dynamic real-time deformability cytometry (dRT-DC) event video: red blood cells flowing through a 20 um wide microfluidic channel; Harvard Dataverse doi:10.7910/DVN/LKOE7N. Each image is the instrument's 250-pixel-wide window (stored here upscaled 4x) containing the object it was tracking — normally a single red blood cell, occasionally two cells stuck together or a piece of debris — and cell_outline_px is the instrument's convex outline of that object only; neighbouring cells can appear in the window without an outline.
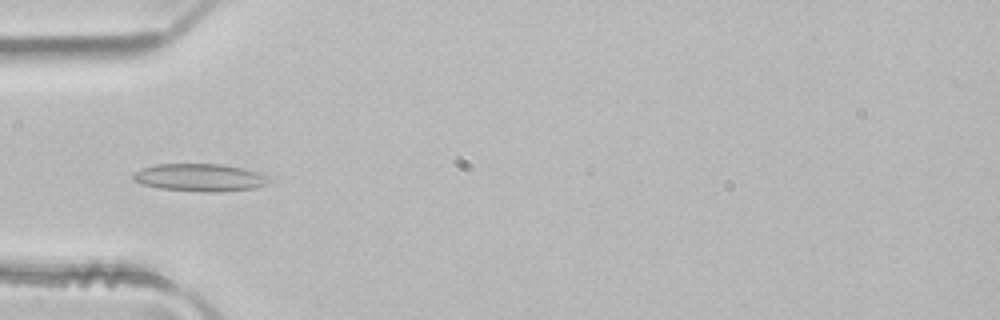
{"species": "common noctule bat (a hibernating species)", "species_latin": "Nyctalus noctula", "temperature_condition": "room temperature", "stored_images_in_passage": 4, "camera_frame_rate_fps": 3000, "um_per_image_px": 0.085, "animal": {"sex": "male", "body_mass_g": 21.5, "forearm_length_mm": 52.0}, "frame": {"image": 1, "passage_image": 4, "time_ms": 1.0, "image_size_px": [1000, 320], "cell_outline_px": [[272, 180], [256, 188], [216, 192], [204, 192], [160, 188], [144, 184], [136, 180], [132, 176], [140, 168], [156, 164], [220, 164], [240, 168], [256, 172]], "centroid_in_image_um": [16.97, 15.09], "position_along_channel_um": 68.0, "area_um2": 21.44}}